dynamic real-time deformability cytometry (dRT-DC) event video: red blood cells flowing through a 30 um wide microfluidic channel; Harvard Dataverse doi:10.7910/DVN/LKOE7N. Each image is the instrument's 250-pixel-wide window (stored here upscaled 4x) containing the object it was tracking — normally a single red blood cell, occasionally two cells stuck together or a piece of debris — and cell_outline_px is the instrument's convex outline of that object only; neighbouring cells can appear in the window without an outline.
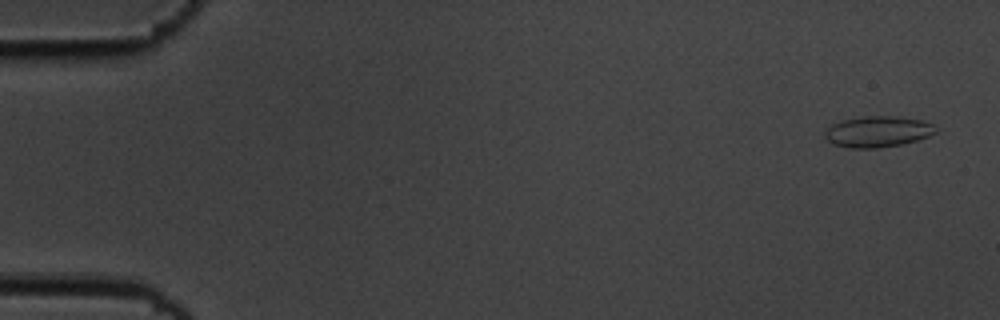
{"species": "common noctule bat (a hibernating species)", "species_latin": "Nyctalus noctula", "temperature_condition": "cold", "stored_images_in_passage": 56, "camera_frame_rate_fps": 3000, "um_per_image_px": 0.085, "animal": {"sex": "male", "body_mass_g": 19.5, "forearm_length_mm": 54.6}, "frame": {"image": 1, "passage_image": 3, "time_ms": 0.667, "image_size_px": [1000, 320], "cell_outline_px": [[936, 132], [928, 136], [916, 140], [900, 144], [880, 148], [852, 148], [832, 144], [824, 136], [824, 132], [832, 124], [844, 120], [864, 116], [892, 116], [920, 120], [932, 124]], "centroid_in_image_um": [74.56, 11.2], "position_along_channel_um": 10.4, "area_um2": 19.71}}
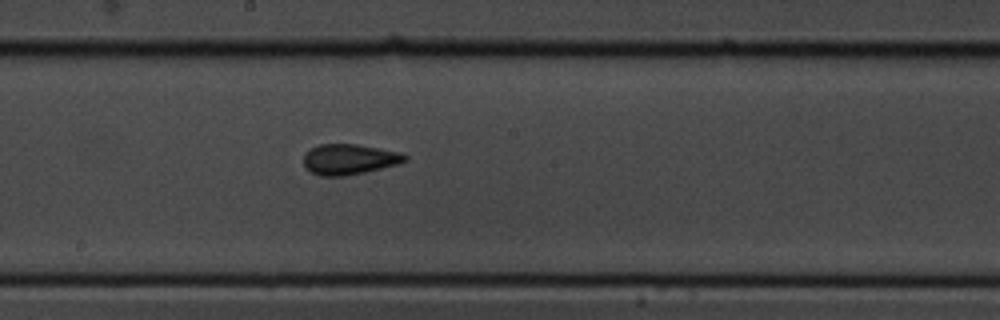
{"frame": {"image": 2, "passage_image": 31, "time_ms": 10.0, "image_size_px": [1000, 320], "cell_outline_px": [[408, 160], [396, 164], [364, 172], [344, 176], [320, 176], [312, 172], [304, 164], [304, 152], [320, 144], [356, 144], [400, 152], [408, 156]], "centroid_in_image_um": [29.68, 13.53], "position_along_channel_um": 218.5, "area_um2": 17.8}}
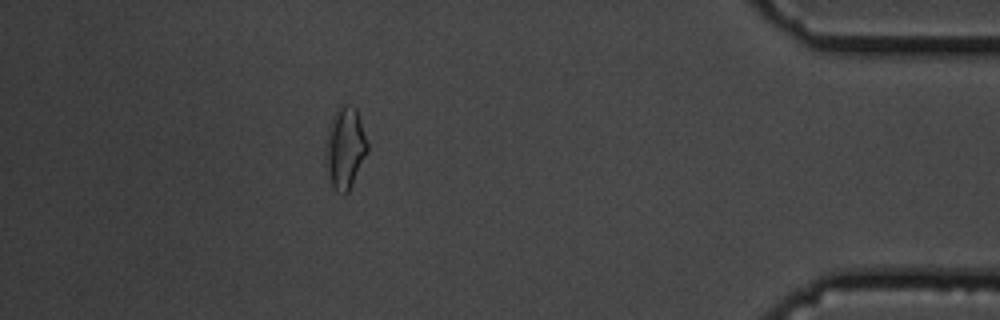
{"frame": {"image": 3, "passage_image": 50, "time_ms": 16.333, "image_size_px": [1000, 320], "cell_outline_px": [[368, 152], [348, 192], [344, 196], [336, 192], [328, 176], [324, 164], [324, 140], [332, 116], [336, 108], [340, 104], [344, 104], [356, 108], [368, 144]], "centroid_in_image_um": [29.28, 12.58], "position_along_channel_um": 405.9, "area_um2": 20.4}, "authors_computed_cell_mechanics": {"area_um2": 18.2359, "velocity_mm_per_s": 3.6519, "shape_relaxation_time_tau1_ms": null, "shape_relaxation_time_tau2_ms": 2.614, "deformation_change_tau1": null, "deformation_change_tau2": 0.0793}}